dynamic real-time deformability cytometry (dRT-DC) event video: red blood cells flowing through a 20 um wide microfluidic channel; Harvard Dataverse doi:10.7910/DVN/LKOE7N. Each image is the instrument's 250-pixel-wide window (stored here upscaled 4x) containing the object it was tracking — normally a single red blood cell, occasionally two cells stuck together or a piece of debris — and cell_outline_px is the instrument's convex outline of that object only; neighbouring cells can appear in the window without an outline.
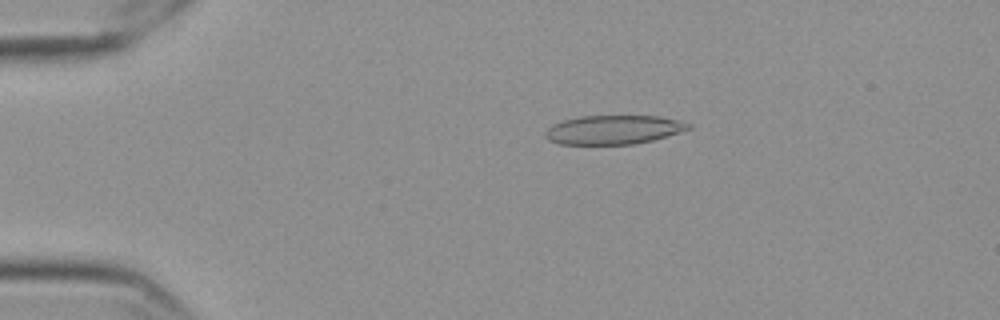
{"species": "Egyptian fruit bat (a non-hibernating species)", "species_latin": "Rousettus aegyptiacus", "temperature_condition": "cold", "stored_images_in_passage": 56, "camera_frame_rate_fps": 3000, "um_per_image_px": 0.085, "frame": {"image": 1, "passage_image": 11, "time_ms": 3.333, "image_size_px": [1000, 320], "cell_outline_px": [[692, 128], [652, 140], [632, 144], [560, 144], [544, 136], [544, 132], [552, 124], [564, 120], [580, 116], [656, 116], [676, 120], [692, 124]], "centroid_in_image_um": [52.13, 11.02], "position_along_channel_um": 32.9, "area_um2": 23.87}}
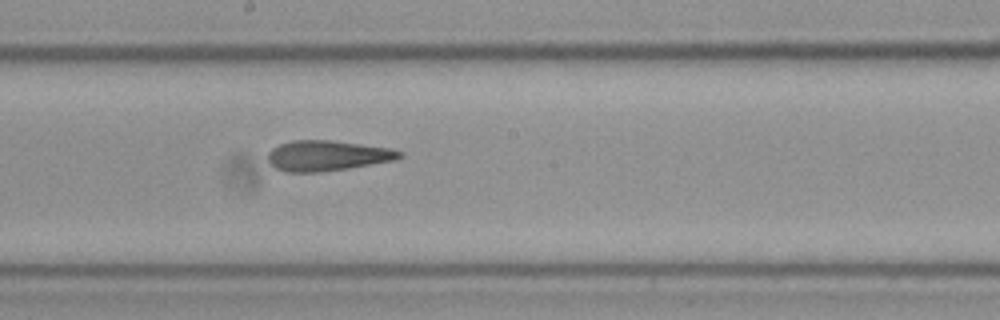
{"frame": {"image": 2, "passage_image": 31, "time_ms": 10.0, "image_size_px": [1000, 320], "cell_outline_px": [[404, 156], [396, 160], [348, 168], [320, 172], [288, 172], [276, 168], [268, 160], [268, 152], [272, 148], [280, 144], [292, 140], [332, 140], [392, 148], [404, 152]], "centroid_in_image_um": [27.86, 13.22], "position_along_channel_um": 220.3, "area_um2": 23.41}}
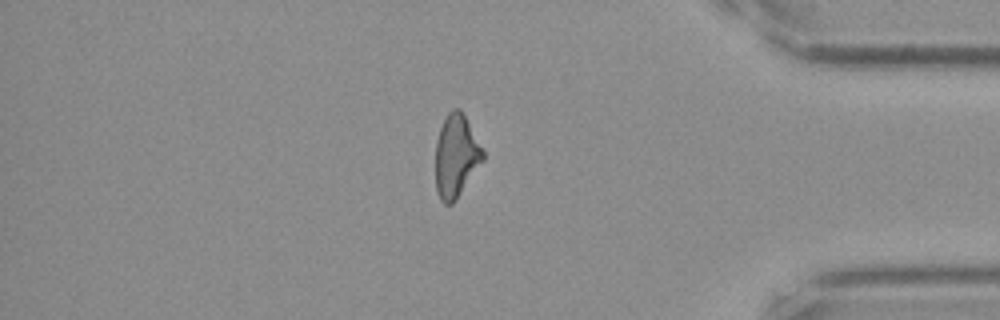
{"frame": {"image": 3, "passage_image": 48, "time_ms": 15.667, "image_size_px": [1000, 320], "cell_outline_px": [[484, 160], [456, 200], [452, 204], [444, 204], [440, 200], [436, 188], [436, 140], [440, 128], [448, 112], [452, 108], [460, 108], [484, 152]], "centroid_in_image_um": [38.76, 13.28], "position_along_channel_um": 396.4, "area_um2": 22.72}, "authors_computed_cell_mechanics": {"area_um2": 23.4668, "velocity_mm_per_s": 3.5823, "shape_relaxation_time_tau1_ms": null, "shape_relaxation_time_tau2_ms": 3.9394, "deformation_change_tau1": null, "deformation_change_tau2": 0.1519}}